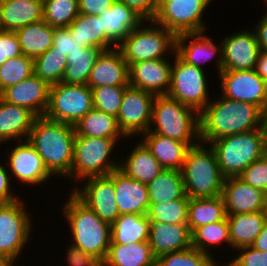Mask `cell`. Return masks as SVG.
<instances>
[{"mask_svg": "<svg viewBox=\"0 0 267 266\" xmlns=\"http://www.w3.org/2000/svg\"><path fill=\"white\" fill-rule=\"evenodd\" d=\"M93 107L92 89L88 85L64 84L50 86L45 117L74 126Z\"/></svg>", "mask_w": 267, "mask_h": 266, "instance_id": "9c48e42d", "label": "cell"}, {"mask_svg": "<svg viewBox=\"0 0 267 266\" xmlns=\"http://www.w3.org/2000/svg\"><path fill=\"white\" fill-rule=\"evenodd\" d=\"M222 196L214 198H189L187 225L191 233L198 227L226 218Z\"/></svg>", "mask_w": 267, "mask_h": 266, "instance_id": "d590c367", "label": "cell"}, {"mask_svg": "<svg viewBox=\"0 0 267 266\" xmlns=\"http://www.w3.org/2000/svg\"><path fill=\"white\" fill-rule=\"evenodd\" d=\"M115 145L113 139L76 135L70 180L106 176L119 168V162L109 159Z\"/></svg>", "mask_w": 267, "mask_h": 266, "instance_id": "ba28073f", "label": "cell"}, {"mask_svg": "<svg viewBox=\"0 0 267 266\" xmlns=\"http://www.w3.org/2000/svg\"><path fill=\"white\" fill-rule=\"evenodd\" d=\"M239 255L226 266H267V251H259L252 246H243L236 250Z\"/></svg>", "mask_w": 267, "mask_h": 266, "instance_id": "c3c4849f", "label": "cell"}, {"mask_svg": "<svg viewBox=\"0 0 267 266\" xmlns=\"http://www.w3.org/2000/svg\"><path fill=\"white\" fill-rule=\"evenodd\" d=\"M67 65V54L50 47L34 59V74L51 86L62 81Z\"/></svg>", "mask_w": 267, "mask_h": 266, "instance_id": "f35d334b", "label": "cell"}, {"mask_svg": "<svg viewBox=\"0 0 267 266\" xmlns=\"http://www.w3.org/2000/svg\"><path fill=\"white\" fill-rule=\"evenodd\" d=\"M66 259L70 266H103V261L96 255L84 252L72 244L66 250Z\"/></svg>", "mask_w": 267, "mask_h": 266, "instance_id": "f907efd6", "label": "cell"}, {"mask_svg": "<svg viewBox=\"0 0 267 266\" xmlns=\"http://www.w3.org/2000/svg\"><path fill=\"white\" fill-rule=\"evenodd\" d=\"M128 8L133 9L146 22L153 21L159 9V0H119Z\"/></svg>", "mask_w": 267, "mask_h": 266, "instance_id": "816d5d0a", "label": "cell"}, {"mask_svg": "<svg viewBox=\"0 0 267 266\" xmlns=\"http://www.w3.org/2000/svg\"><path fill=\"white\" fill-rule=\"evenodd\" d=\"M258 21L254 31L257 36L259 49L260 51L267 53V13L262 15V18Z\"/></svg>", "mask_w": 267, "mask_h": 266, "instance_id": "11a10c76", "label": "cell"}, {"mask_svg": "<svg viewBox=\"0 0 267 266\" xmlns=\"http://www.w3.org/2000/svg\"><path fill=\"white\" fill-rule=\"evenodd\" d=\"M37 116L29 109L8 103L0 97V143L27 140Z\"/></svg>", "mask_w": 267, "mask_h": 266, "instance_id": "4316f807", "label": "cell"}, {"mask_svg": "<svg viewBox=\"0 0 267 266\" xmlns=\"http://www.w3.org/2000/svg\"><path fill=\"white\" fill-rule=\"evenodd\" d=\"M51 48L68 55L75 51H82L85 47L75 37L69 27H57L54 31V40Z\"/></svg>", "mask_w": 267, "mask_h": 266, "instance_id": "7dc6e473", "label": "cell"}, {"mask_svg": "<svg viewBox=\"0 0 267 266\" xmlns=\"http://www.w3.org/2000/svg\"><path fill=\"white\" fill-rule=\"evenodd\" d=\"M69 196L63 212L74 240L72 245L104 261L111 242V225L100 219L73 193Z\"/></svg>", "mask_w": 267, "mask_h": 266, "instance_id": "277c9868", "label": "cell"}, {"mask_svg": "<svg viewBox=\"0 0 267 266\" xmlns=\"http://www.w3.org/2000/svg\"><path fill=\"white\" fill-rule=\"evenodd\" d=\"M50 86L35 74L5 89L0 97L11 104L29 109L37 117L44 116L49 104Z\"/></svg>", "mask_w": 267, "mask_h": 266, "instance_id": "ffe728a7", "label": "cell"}, {"mask_svg": "<svg viewBox=\"0 0 267 266\" xmlns=\"http://www.w3.org/2000/svg\"><path fill=\"white\" fill-rule=\"evenodd\" d=\"M150 223L147 215L124 214L120 215L111 224L110 244H128L148 241Z\"/></svg>", "mask_w": 267, "mask_h": 266, "instance_id": "e575fe53", "label": "cell"}, {"mask_svg": "<svg viewBox=\"0 0 267 266\" xmlns=\"http://www.w3.org/2000/svg\"><path fill=\"white\" fill-rule=\"evenodd\" d=\"M174 55L171 83L166 95L200 113L211 101L206 73L203 68L184 62L176 53Z\"/></svg>", "mask_w": 267, "mask_h": 266, "instance_id": "30bf717a", "label": "cell"}, {"mask_svg": "<svg viewBox=\"0 0 267 266\" xmlns=\"http://www.w3.org/2000/svg\"><path fill=\"white\" fill-rule=\"evenodd\" d=\"M116 0H78L79 13L87 15H101L109 9Z\"/></svg>", "mask_w": 267, "mask_h": 266, "instance_id": "f5cc1de1", "label": "cell"}, {"mask_svg": "<svg viewBox=\"0 0 267 266\" xmlns=\"http://www.w3.org/2000/svg\"><path fill=\"white\" fill-rule=\"evenodd\" d=\"M200 142L210 144L219 138L255 129H267L265 114L254 104L221 96L199 113Z\"/></svg>", "mask_w": 267, "mask_h": 266, "instance_id": "6da1fadb", "label": "cell"}, {"mask_svg": "<svg viewBox=\"0 0 267 266\" xmlns=\"http://www.w3.org/2000/svg\"><path fill=\"white\" fill-rule=\"evenodd\" d=\"M103 266H156L148 241L110 244Z\"/></svg>", "mask_w": 267, "mask_h": 266, "instance_id": "f546056e", "label": "cell"}, {"mask_svg": "<svg viewBox=\"0 0 267 266\" xmlns=\"http://www.w3.org/2000/svg\"><path fill=\"white\" fill-rule=\"evenodd\" d=\"M231 247L251 246L265 224L263 211L236 213L226 216Z\"/></svg>", "mask_w": 267, "mask_h": 266, "instance_id": "4dcf8cb0", "label": "cell"}, {"mask_svg": "<svg viewBox=\"0 0 267 266\" xmlns=\"http://www.w3.org/2000/svg\"><path fill=\"white\" fill-rule=\"evenodd\" d=\"M78 14V0H43V20L52 27H69Z\"/></svg>", "mask_w": 267, "mask_h": 266, "instance_id": "60d3db41", "label": "cell"}, {"mask_svg": "<svg viewBox=\"0 0 267 266\" xmlns=\"http://www.w3.org/2000/svg\"><path fill=\"white\" fill-rule=\"evenodd\" d=\"M251 246L259 251H267V222H265L262 231Z\"/></svg>", "mask_w": 267, "mask_h": 266, "instance_id": "6f0895ef", "label": "cell"}, {"mask_svg": "<svg viewBox=\"0 0 267 266\" xmlns=\"http://www.w3.org/2000/svg\"><path fill=\"white\" fill-rule=\"evenodd\" d=\"M191 237L192 247L209 255L211 252L208 250L213 246L221 245L223 242L231 246L227 218L196 228Z\"/></svg>", "mask_w": 267, "mask_h": 266, "instance_id": "ab89813d", "label": "cell"}, {"mask_svg": "<svg viewBox=\"0 0 267 266\" xmlns=\"http://www.w3.org/2000/svg\"><path fill=\"white\" fill-rule=\"evenodd\" d=\"M15 148L8 154V163L16 179L25 184L40 185L51 178L42 158L36 149L27 141H19Z\"/></svg>", "mask_w": 267, "mask_h": 266, "instance_id": "ac0fdd59", "label": "cell"}, {"mask_svg": "<svg viewBox=\"0 0 267 266\" xmlns=\"http://www.w3.org/2000/svg\"><path fill=\"white\" fill-rule=\"evenodd\" d=\"M69 28L84 47L94 46L104 50L117 47L104 34L99 16L79 13Z\"/></svg>", "mask_w": 267, "mask_h": 266, "instance_id": "74e56055", "label": "cell"}, {"mask_svg": "<svg viewBox=\"0 0 267 266\" xmlns=\"http://www.w3.org/2000/svg\"><path fill=\"white\" fill-rule=\"evenodd\" d=\"M129 75V65L125 62L122 52L116 47L101 53L93 65L87 85L90 88L128 86Z\"/></svg>", "mask_w": 267, "mask_h": 266, "instance_id": "7402d4cb", "label": "cell"}, {"mask_svg": "<svg viewBox=\"0 0 267 266\" xmlns=\"http://www.w3.org/2000/svg\"><path fill=\"white\" fill-rule=\"evenodd\" d=\"M142 25L131 31L117 46L129 67L138 61L166 59L164 54L167 52L174 56L177 36L173 32L154 21H149V26L145 28Z\"/></svg>", "mask_w": 267, "mask_h": 266, "instance_id": "52a82bcc", "label": "cell"}, {"mask_svg": "<svg viewBox=\"0 0 267 266\" xmlns=\"http://www.w3.org/2000/svg\"><path fill=\"white\" fill-rule=\"evenodd\" d=\"M55 27L44 20L29 24L15 31L22 54L35 59L44 54L52 45Z\"/></svg>", "mask_w": 267, "mask_h": 266, "instance_id": "1f68e13d", "label": "cell"}, {"mask_svg": "<svg viewBox=\"0 0 267 266\" xmlns=\"http://www.w3.org/2000/svg\"><path fill=\"white\" fill-rule=\"evenodd\" d=\"M189 199H175L165 203L150 204L149 221L167 224H187Z\"/></svg>", "mask_w": 267, "mask_h": 266, "instance_id": "7bdbcfd3", "label": "cell"}, {"mask_svg": "<svg viewBox=\"0 0 267 266\" xmlns=\"http://www.w3.org/2000/svg\"><path fill=\"white\" fill-rule=\"evenodd\" d=\"M238 177L252 187L267 193V154L249 165Z\"/></svg>", "mask_w": 267, "mask_h": 266, "instance_id": "bcb514c9", "label": "cell"}, {"mask_svg": "<svg viewBox=\"0 0 267 266\" xmlns=\"http://www.w3.org/2000/svg\"><path fill=\"white\" fill-rule=\"evenodd\" d=\"M43 20V0H0V30L16 31Z\"/></svg>", "mask_w": 267, "mask_h": 266, "instance_id": "484cf974", "label": "cell"}, {"mask_svg": "<svg viewBox=\"0 0 267 266\" xmlns=\"http://www.w3.org/2000/svg\"><path fill=\"white\" fill-rule=\"evenodd\" d=\"M252 31H238L221 41L223 70L255 69L260 49L255 31Z\"/></svg>", "mask_w": 267, "mask_h": 266, "instance_id": "2e32d148", "label": "cell"}, {"mask_svg": "<svg viewBox=\"0 0 267 266\" xmlns=\"http://www.w3.org/2000/svg\"><path fill=\"white\" fill-rule=\"evenodd\" d=\"M166 59L138 61L129 67V85L152 93L166 95L170 88L172 64Z\"/></svg>", "mask_w": 267, "mask_h": 266, "instance_id": "e0dca14e", "label": "cell"}, {"mask_svg": "<svg viewBox=\"0 0 267 266\" xmlns=\"http://www.w3.org/2000/svg\"><path fill=\"white\" fill-rule=\"evenodd\" d=\"M114 183L115 197L120 215H147L149 195L147 184L134 180L119 168L108 175Z\"/></svg>", "mask_w": 267, "mask_h": 266, "instance_id": "d6986e66", "label": "cell"}, {"mask_svg": "<svg viewBox=\"0 0 267 266\" xmlns=\"http://www.w3.org/2000/svg\"><path fill=\"white\" fill-rule=\"evenodd\" d=\"M143 143L164 169L181 171L186 153L190 148L186 143L147 131L142 134Z\"/></svg>", "mask_w": 267, "mask_h": 266, "instance_id": "83f0119b", "label": "cell"}, {"mask_svg": "<svg viewBox=\"0 0 267 266\" xmlns=\"http://www.w3.org/2000/svg\"><path fill=\"white\" fill-rule=\"evenodd\" d=\"M267 82V53L260 51L254 69Z\"/></svg>", "mask_w": 267, "mask_h": 266, "instance_id": "9f6ffc18", "label": "cell"}, {"mask_svg": "<svg viewBox=\"0 0 267 266\" xmlns=\"http://www.w3.org/2000/svg\"><path fill=\"white\" fill-rule=\"evenodd\" d=\"M30 216L21 199L0 204V255L12 264L30 239Z\"/></svg>", "mask_w": 267, "mask_h": 266, "instance_id": "8fae6325", "label": "cell"}, {"mask_svg": "<svg viewBox=\"0 0 267 266\" xmlns=\"http://www.w3.org/2000/svg\"><path fill=\"white\" fill-rule=\"evenodd\" d=\"M87 179L83 188H72V193L100 219L111 225L120 216L113 180L108 175Z\"/></svg>", "mask_w": 267, "mask_h": 266, "instance_id": "9a60e30c", "label": "cell"}, {"mask_svg": "<svg viewBox=\"0 0 267 266\" xmlns=\"http://www.w3.org/2000/svg\"><path fill=\"white\" fill-rule=\"evenodd\" d=\"M212 0H170L158 9L153 21L173 32L176 36L204 32V10Z\"/></svg>", "mask_w": 267, "mask_h": 266, "instance_id": "7c38bea8", "label": "cell"}, {"mask_svg": "<svg viewBox=\"0 0 267 266\" xmlns=\"http://www.w3.org/2000/svg\"><path fill=\"white\" fill-rule=\"evenodd\" d=\"M11 264L4 256L0 255V266H10Z\"/></svg>", "mask_w": 267, "mask_h": 266, "instance_id": "680465c9", "label": "cell"}, {"mask_svg": "<svg viewBox=\"0 0 267 266\" xmlns=\"http://www.w3.org/2000/svg\"><path fill=\"white\" fill-rule=\"evenodd\" d=\"M165 1H170V0H159V7H160Z\"/></svg>", "mask_w": 267, "mask_h": 266, "instance_id": "94428289", "label": "cell"}, {"mask_svg": "<svg viewBox=\"0 0 267 266\" xmlns=\"http://www.w3.org/2000/svg\"><path fill=\"white\" fill-rule=\"evenodd\" d=\"M34 74V59L24 54L7 59L0 66V94L7 88L20 83Z\"/></svg>", "mask_w": 267, "mask_h": 266, "instance_id": "b9f144b4", "label": "cell"}, {"mask_svg": "<svg viewBox=\"0 0 267 266\" xmlns=\"http://www.w3.org/2000/svg\"><path fill=\"white\" fill-rule=\"evenodd\" d=\"M262 211H263V214H264L265 221L267 222V193H266V196H265V202H264Z\"/></svg>", "mask_w": 267, "mask_h": 266, "instance_id": "91938a15", "label": "cell"}, {"mask_svg": "<svg viewBox=\"0 0 267 266\" xmlns=\"http://www.w3.org/2000/svg\"><path fill=\"white\" fill-rule=\"evenodd\" d=\"M191 39V41H188ZM188 41V44L186 42ZM220 45V46H219ZM218 46L204 32L180 34L176 37L175 53L186 63L202 68L216 53L218 74L223 70L222 42ZM220 47V48H218Z\"/></svg>", "mask_w": 267, "mask_h": 266, "instance_id": "603a6c76", "label": "cell"}, {"mask_svg": "<svg viewBox=\"0 0 267 266\" xmlns=\"http://www.w3.org/2000/svg\"><path fill=\"white\" fill-rule=\"evenodd\" d=\"M74 129L76 135L108 138L116 143L120 136L127 138L120 130L116 117L94 108L74 125Z\"/></svg>", "mask_w": 267, "mask_h": 266, "instance_id": "d6a6232c", "label": "cell"}, {"mask_svg": "<svg viewBox=\"0 0 267 266\" xmlns=\"http://www.w3.org/2000/svg\"><path fill=\"white\" fill-rule=\"evenodd\" d=\"M222 175L238 177L249 165L267 154V129L228 135L212 141Z\"/></svg>", "mask_w": 267, "mask_h": 266, "instance_id": "3957f363", "label": "cell"}, {"mask_svg": "<svg viewBox=\"0 0 267 266\" xmlns=\"http://www.w3.org/2000/svg\"><path fill=\"white\" fill-rule=\"evenodd\" d=\"M127 86H99L92 89L93 107L117 117Z\"/></svg>", "mask_w": 267, "mask_h": 266, "instance_id": "f6af8a7d", "label": "cell"}, {"mask_svg": "<svg viewBox=\"0 0 267 266\" xmlns=\"http://www.w3.org/2000/svg\"><path fill=\"white\" fill-rule=\"evenodd\" d=\"M127 157L126 160L119 161V169L142 183L148 184L164 170L141 140Z\"/></svg>", "mask_w": 267, "mask_h": 266, "instance_id": "f1b7e54d", "label": "cell"}, {"mask_svg": "<svg viewBox=\"0 0 267 266\" xmlns=\"http://www.w3.org/2000/svg\"><path fill=\"white\" fill-rule=\"evenodd\" d=\"M265 123H266V125H267V112H266V114H265Z\"/></svg>", "mask_w": 267, "mask_h": 266, "instance_id": "6125c7cd", "label": "cell"}, {"mask_svg": "<svg viewBox=\"0 0 267 266\" xmlns=\"http://www.w3.org/2000/svg\"><path fill=\"white\" fill-rule=\"evenodd\" d=\"M222 96L256 105L267 112V82L254 70H222L219 73Z\"/></svg>", "mask_w": 267, "mask_h": 266, "instance_id": "5bb4252c", "label": "cell"}, {"mask_svg": "<svg viewBox=\"0 0 267 266\" xmlns=\"http://www.w3.org/2000/svg\"><path fill=\"white\" fill-rule=\"evenodd\" d=\"M104 34L118 46L126 36L146 22L133 9L116 0L109 9L99 15Z\"/></svg>", "mask_w": 267, "mask_h": 266, "instance_id": "d4e9b609", "label": "cell"}, {"mask_svg": "<svg viewBox=\"0 0 267 266\" xmlns=\"http://www.w3.org/2000/svg\"><path fill=\"white\" fill-rule=\"evenodd\" d=\"M22 55L18 37L15 31L0 30V66L7 59Z\"/></svg>", "mask_w": 267, "mask_h": 266, "instance_id": "681fc988", "label": "cell"}, {"mask_svg": "<svg viewBox=\"0 0 267 266\" xmlns=\"http://www.w3.org/2000/svg\"><path fill=\"white\" fill-rule=\"evenodd\" d=\"M74 126L38 116L27 141L36 149L48 172L70 178L73 163Z\"/></svg>", "mask_w": 267, "mask_h": 266, "instance_id": "7a4b0ae2", "label": "cell"}, {"mask_svg": "<svg viewBox=\"0 0 267 266\" xmlns=\"http://www.w3.org/2000/svg\"><path fill=\"white\" fill-rule=\"evenodd\" d=\"M217 263L212 255L203 253L194 247L156 258V266H219Z\"/></svg>", "mask_w": 267, "mask_h": 266, "instance_id": "ee69618b", "label": "cell"}, {"mask_svg": "<svg viewBox=\"0 0 267 266\" xmlns=\"http://www.w3.org/2000/svg\"><path fill=\"white\" fill-rule=\"evenodd\" d=\"M221 196L227 215L263 210L266 193L245 183L239 177L224 179Z\"/></svg>", "mask_w": 267, "mask_h": 266, "instance_id": "44dd1931", "label": "cell"}, {"mask_svg": "<svg viewBox=\"0 0 267 266\" xmlns=\"http://www.w3.org/2000/svg\"><path fill=\"white\" fill-rule=\"evenodd\" d=\"M149 223L148 243L156 258L192 247L191 231L187 224H167L159 221Z\"/></svg>", "mask_w": 267, "mask_h": 266, "instance_id": "cb8c5ba5", "label": "cell"}, {"mask_svg": "<svg viewBox=\"0 0 267 266\" xmlns=\"http://www.w3.org/2000/svg\"><path fill=\"white\" fill-rule=\"evenodd\" d=\"M155 95L128 85L124 91L117 123L127 138L147 132L151 126Z\"/></svg>", "mask_w": 267, "mask_h": 266, "instance_id": "4fadbf2b", "label": "cell"}, {"mask_svg": "<svg viewBox=\"0 0 267 266\" xmlns=\"http://www.w3.org/2000/svg\"><path fill=\"white\" fill-rule=\"evenodd\" d=\"M149 204L165 203L175 199H189L186 195L182 173L175 169H164L147 184Z\"/></svg>", "mask_w": 267, "mask_h": 266, "instance_id": "836d02e7", "label": "cell"}, {"mask_svg": "<svg viewBox=\"0 0 267 266\" xmlns=\"http://www.w3.org/2000/svg\"><path fill=\"white\" fill-rule=\"evenodd\" d=\"M204 145L200 142L188 149L181 169L189 198H214L222 193L225 177L220 171L214 150Z\"/></svg>", "mask_w": 267, "mask_h": 266, "instance_id": "8992f818", "label": "cell"}, {"mask_svg": "<svg viewBox=\"0 0 267 266\" xmlns=\"http://www.w3.org/2000/svg\"><path fill=\"white\" fill-rule=\"evenodd\" d=\"M102 48L90 46L82 51H75L67 55V68L62 79L64 84L87 85L90 72L101 53Z\"/></svg>", "mask_w": 267, "mask_h": 266, "instance_id": "8d00e7d4", "label": "cell"}, {"mask_svg": "<svg viewBox=\"0 0 267 266\" xmlns=\"http://www.w3.org/2000/svg\"><path fill=\"white\" fill-rule=\"evenodd\" d=\"M2 163L0 164V204L10 203L15 201L18 196L12 192V188L10 187L11 183L10 178L12 176L9 175V172L6 170Z\"/></svg>", "mask_w": 267, "mask_h": 266, "instance_id": "db71d44e", "label": "cell"}, {"mask_svg": "<svg viewBox=\"0 0 267 266\" xmlns=\"http://www.w3.org/2000/svg\"><path fill=\"white\" fill-rule=\"evenodd\" d=\"M148 131L186 143L189 147L196 146L200 143L199 113L167 95L156 96Z\"/></svg>", "mask_w": 267, "mask_h": 266, "instance_id": "5b68a950", "label": "cell"}]
</instances>
